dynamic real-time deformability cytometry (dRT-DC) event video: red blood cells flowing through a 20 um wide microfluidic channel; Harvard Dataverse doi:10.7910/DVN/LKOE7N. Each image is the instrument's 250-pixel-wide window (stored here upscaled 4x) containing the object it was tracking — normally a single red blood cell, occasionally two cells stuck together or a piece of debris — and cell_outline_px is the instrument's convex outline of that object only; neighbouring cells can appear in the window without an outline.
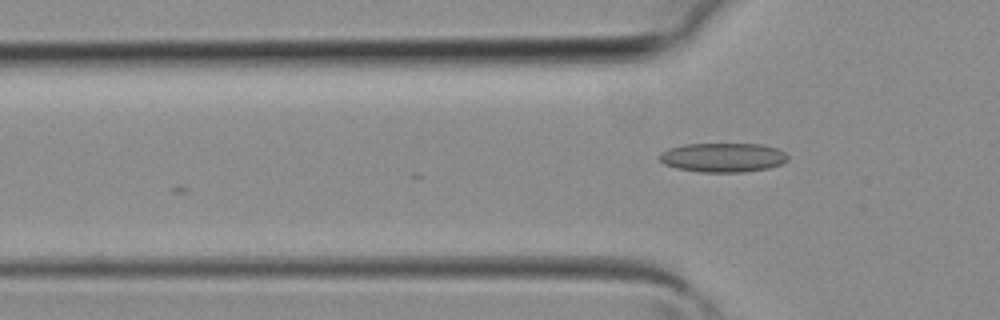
{"species": "common noctule bat (a hibernating species)", "species_latin": "Nyctalus noctula", "temperature_condition": "room temperature", "stored_images_in_passage": 4, "camera_frame_rate_fps": 3000, "um_per_image_px": 0.085, "animal": {"sex": "female", "body_mass_g": 19.3, "forearm_length_mm": 54.1}, "frame": {"image": 1, "passage_image": 4, "time_ms": 1.0, "image_size_px": [1000, 320], "cell_outline_px": [[788, 160], [780, 164], [768, 168], [744, 172], [700, 172], [676, 168], [664, 164], [660, 160], [660, 152], [668, 148], [684, 144], [760, 144], [776, 148], [784, 152], [788, 156]], "centroid_in_image_um": [61.43, 13.38], "position_along_channel_um": 64.4, "area_um2": 21.85}}